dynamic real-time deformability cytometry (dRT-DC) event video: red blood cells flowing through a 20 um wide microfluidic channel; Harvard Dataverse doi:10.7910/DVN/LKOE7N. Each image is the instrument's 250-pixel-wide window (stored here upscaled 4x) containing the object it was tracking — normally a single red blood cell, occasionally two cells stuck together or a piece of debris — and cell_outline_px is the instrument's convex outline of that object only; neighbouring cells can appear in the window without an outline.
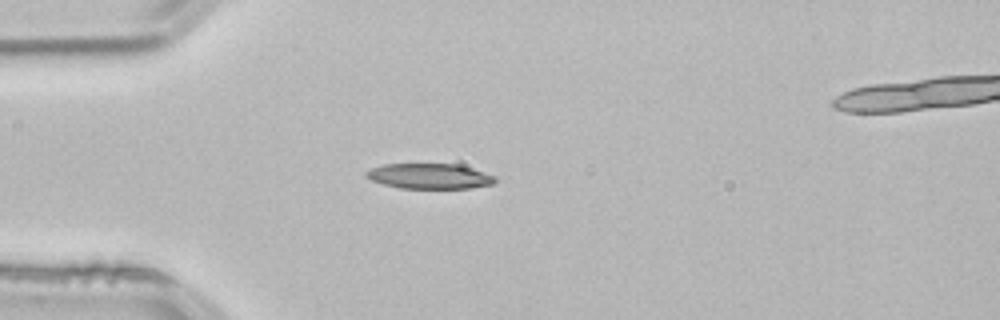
{"species": "common noctule bat (a hibernating species)", "species_latin": "Nyctalus noctula", "temperature_condition": "room temperature", "stored_images_in_passage": 41, "segment_of_instrument_passage": [1, 2], "camera_frame_rate_fps": 3000, "um_per_image_px": 0.085, "animal": {"sex": "male", "body_mass_g": 21.5, "forearm_length_mm": 52.0}, "frame": {"image": 1, "passage_image": 1, "time_ms": 0.0, "image_size_px": [1000, 320], "cell_outline_px": [[496, 180], [492, 184], [472, 188], [400, 188], [384, 184], [372, 180], [364, 176], [364, 172], [372, 168], [384, 164], [460, 164], [496, 176]], "centroid_in_image_um": [36.52, 14.97], "position_along_channel_um": 48.5, "area_um2": 19.02}}
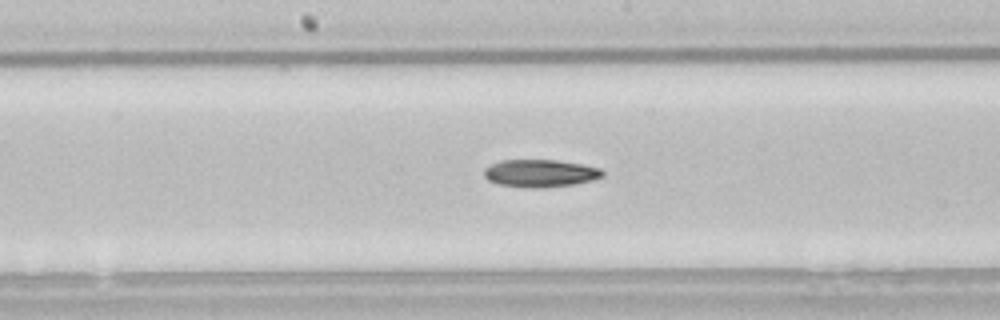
{"frame": {"image": 2, "passage_image": 14, "time_ms": 4.333, "image_size_px": [1000, 320], "cell_outline_px": [[604, 176], [592, 180], [576, 184], [544, 188], [524, 188], [500, 184], [488, 180], [484, 176], [484, 168], [500, 160], [556, 160], [580, 164], [600, 168], [604, 172]], "centroid_in_image_um": [45.92, 14.74], "position_along_channel_um": 202.3, "area_um2": 19.13}}
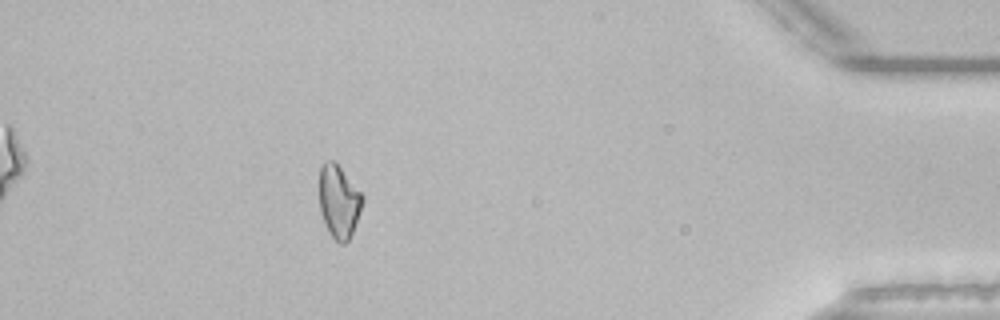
{"frame": {"image": 3, "passage_image": 34, "time_ms": 11.0, "image_size_px": [1000, 320], "cell_outline_px": [[364, 200], [352, 232], [348, 240], [344, 244], [340, 244], [328, 232], [320, 212], [320, 168], [324, 160], [332, 160], [340, 168], [364, 196]], "centroid_in_image_um": [28.79, 17.14], "position_along_channel_um": 406.4, "area_um2": 18.03}}